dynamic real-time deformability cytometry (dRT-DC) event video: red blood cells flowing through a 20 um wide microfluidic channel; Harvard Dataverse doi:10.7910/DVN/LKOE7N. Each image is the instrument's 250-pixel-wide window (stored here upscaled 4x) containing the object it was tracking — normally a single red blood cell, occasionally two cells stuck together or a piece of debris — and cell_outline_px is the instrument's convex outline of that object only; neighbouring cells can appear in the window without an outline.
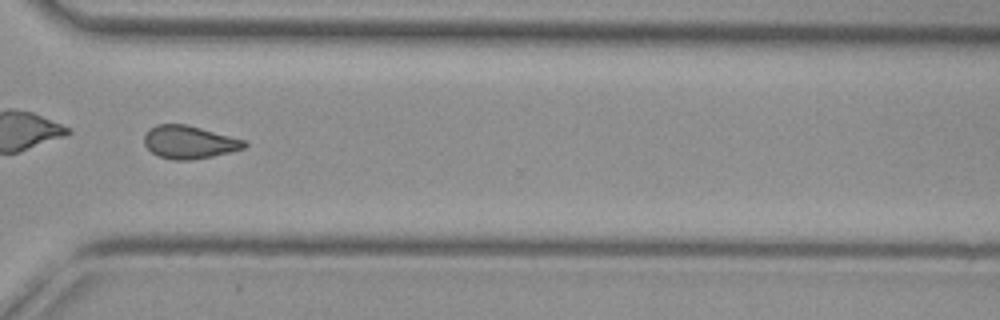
{"species": "common noctule bat (a hibernating species)", "species_latin": "Nyctalus noctula", "temperature_condition": "cold", "stored_images_in_passage": 35, "camera_frame_rate_fps": 3000, "um_per_image_px": 0.085, "animal": {"sex": "female", "body_mass_g": 29.2, "forearm_length_mm": 56.3}, "frame": {"image": 1, "passage_image": 25, "time_ms": 8.0, "image_size_px": [1000, 320], "cell_outline_px": [[248, 144], [244, 148], [212, 156], [192, 160], [172, 160], [160, 156], [152, 152], [144, 144], [144, 136], [156, 124], [184, 124], [248, 140]], "centroid_in_image_um": [16.11, 12.09], "position_along_channel_um": 354.5, "area_um2": 19.07}, "authors_computed_cell_mechanics": {"area_um2": 19.074, "velocity_mm_per_s": 3.8077, "shape_relaxation_time_tau1_ms": null, "shape_relaxation_time_tau2_ms": 3.0679, "deformation_change_tau1": null, "deformation_change_tau2": 0.0775}}